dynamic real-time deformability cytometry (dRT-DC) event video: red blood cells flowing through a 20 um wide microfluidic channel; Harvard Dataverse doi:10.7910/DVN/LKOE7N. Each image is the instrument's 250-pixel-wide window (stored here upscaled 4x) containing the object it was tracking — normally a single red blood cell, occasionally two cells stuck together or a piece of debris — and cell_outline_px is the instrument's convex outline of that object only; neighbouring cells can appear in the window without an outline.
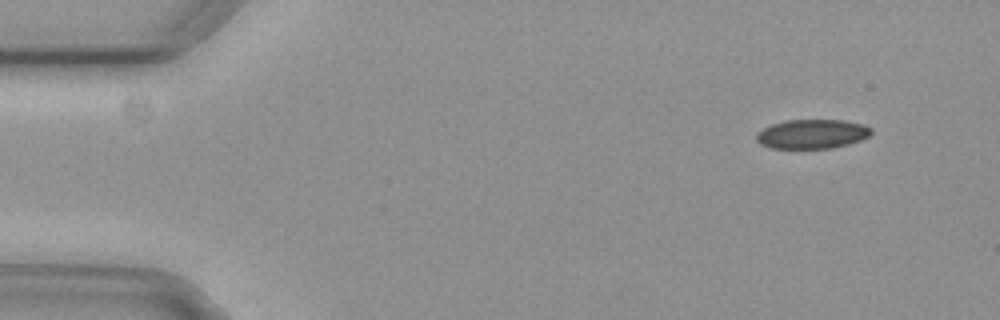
{"species": "common noctule bat (a hibernating species)", "species_latin": "Nyctalus noctula", "temperature_condition": "cold", "stored_images_in_passage": 5, "camera_frame_rate_fps": 3000, "um_per_image_px": 0.085, "animal": {"sex": "female", "body_mass_g": 29.2, "forearm_length_mm": 56.3}, "frame": {"image": 1, "passage_image": 2, "time_ms": 0.333, "image_size_px": [1000, 320], "cell_outline_px": [[872, 132], [868, 136], [860, 140], [848, 144], [832, 148], [772, 148], [760, 144], [756, 140], [756, 132], [772, 124], [788, 120], [844, 120], [864, 124], [872, 128]], "centroid_in_image_um": [69.03, 11.38], "position_along_channel_um": 16.0, "area_um2": 19.59}}
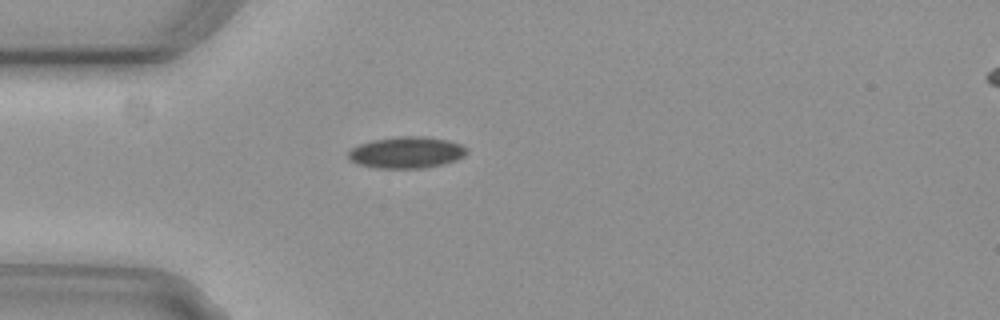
{"frame": {"image": 2, "passage_image": 4, "time_ms": 1.0, "image_size_px": [1000, 320], "cell_outline_px": [[468, 152], [464, 156], [456, 160], [440, 164], [420, 168], [376, 168], [360, 164], [352, 160], [348, 156], [348, 152], [352, 148], [360, 144], [372, 140], [396, 136], [424, 136], [448, 140], [460, 144], [468, 148]], "centroid_in_image_um": [34.57, 12.94], "position_along_channel_um": 50.4, "area_um2": 21.62}}